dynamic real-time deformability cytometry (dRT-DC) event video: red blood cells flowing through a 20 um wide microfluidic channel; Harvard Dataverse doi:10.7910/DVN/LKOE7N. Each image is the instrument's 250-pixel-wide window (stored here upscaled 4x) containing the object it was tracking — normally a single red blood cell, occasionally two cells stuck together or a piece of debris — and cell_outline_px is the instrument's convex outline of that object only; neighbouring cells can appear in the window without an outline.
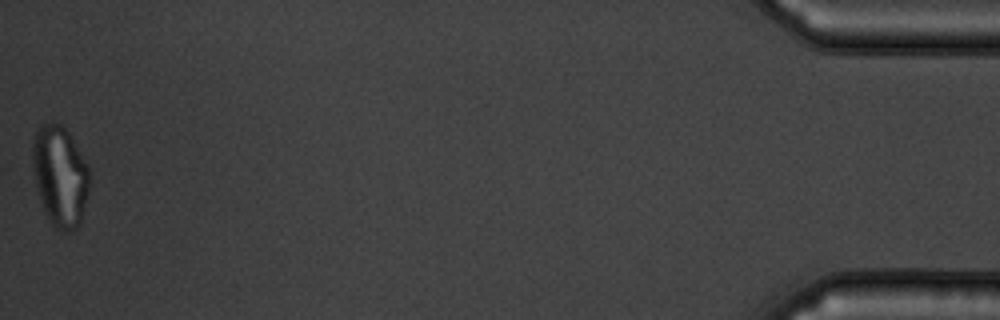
{"species": "common noctule bat (a hibernating species)", "species_latin": "Nyctalus noctula", "temperature_condition": "warm", "stored_images_in_passage": 38, "camera_frame_rate_fps": 3000, "um_per_image_px": 0.085, "animal": {"sex": "male", "body_mass_g": 19.5, "forearm_length_mm": 54.6}, "frame": {"image": 1, "passage_image": 38, "time_ms": 12.333, "image_size_px": [1000, 320], "cell_outline_px": [[92, 176], [88, 196], [80, 224], [72, 232], [60, 232], [52, 224], [40, 200], [32, 168], [32, 144], [36, 132], [40, 124], [44, 120], [52, 120], [60, 124], [68, 132], [92, 168]], "centroid_in_image_um": [5.15, 14.93], "position_along_channel_um": 430.1, "area_um2": 34.39}}